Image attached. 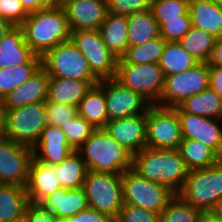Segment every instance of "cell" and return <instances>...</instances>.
Here are the masks:
<instances>
[{"label": "cell", "instance_id": "cell-1", "mask_svg": "<svg viewBox=\"0 0 222 222\" xmlns=\"http://www.w3.org/2000/svg\"><path fill=\"white\" fill-rule=\"evenodd\" d=\"M141 177L168 187L178 194L188 169L178 149L144 147L133 154V167Z\"/></svg>", "mask_w": 222, "mask_h": 222}, {"label": "cell", "instance_id": "cell-2", "mask_svg": "<svg viewBox=\"0 0 222 222\" xmlns=\"http://www.w3.org/2000/svg\"><path fill=\"white\" fill-rule=\"evenodd\" d=\"M20 27L25 43L40 57L56 45L69 41L71 36L65 10L57 3L28 14Z\"/></svg>", "mask_w": 222, "mask_h": 222}, {"label": "cell", "instance_id": "cell-3", "mask_svg": "<svg viewBox=\"0 0 222 222\" xmlns=\"http://www.w3.org/2000/svg\"><path fill=\"white\" fill-rule=\"evenodd\" d=\"M76 151L91 171L122 174L133 167V153L104 128L95 129Z\"/></svg>", "mask_w": 222, "mask_h": 222}, {"label": "cell", "instance_id": "cell-4", "mask_svg": "<svg viewBox=\"0 0 222 222\" xmlns=\"http://www.w3.org/2000/svg\"><path fill=\"white\" fill-rule=\"evenodd\" d=\"M178 194L196 209L214 211L222 197V159L210 167L188 171Z\"/></svg>", "mask_w": 222, "mask_h": 222}, {"label": "cell", "instance_id": "cell-5", "mask_svg": "<svg viewBox=\"0 0 222 222\" xmlns=\"http://www.w3.org/2000/svg\"><path fill=\"white\" fill-rule=\"evenodd\" d=\"M88 207L114 219L123 207L122 174L89 170L84 180Z\"/></svg>", "mask_w": 222, "mask_h": 222}, {"label": "cell", "instance_id": "cell-6", "mask_svg": "<svg viewBox=\"0 0 222 222\" xmlns=\"http://www.w3.org/2000/svg\"><path fill=\"white\" fill-rule=\"evenodd\" d=\"M123 203L160 214L175 195L168 187L141 177L133 169L122 173Z\"/></svg>", "mask_w": 222, "mask_h": 222}, {"label": "cell", "instance_id": "cell-7", "mask_svg": "<svg viewBox=\"0 0 222 222\" xmlns=\"http://www.w3.org/2000/svg\"><path fill=\"white\" fill-rule=\"evenodd\" d=\"M41 66L49 77L82 81H100L89 68L87 60L71 42L56 45L41 57Z\"/></svg>", "mask_w": 222, "mask_h": 222}, {"label": "cell", "instance_id": "cell-8", "mask_svg": "<svg viewBox=\"0 0 222 222\" xmlns=\"http://www.w3.org/2000/svg\"><path fill=\"white\" fill-rule=\"evenodd\" d=\"M209 87V66L207 62H198L182 73L165 77L164 87L157 106L174 108L185 99L196 95Z\"/></svg>", "mask_w": 222, "mask_h": 222}, {"label": "cell", "instance_id": "cell-9", "mask_svg": "<svg viewBox=\"0 0 222 222\" xmlns=\"http://www.w3.org/2000/svg\"><path fill=\"white\" fill-rule=\"evenodd\" d=\"M70 40L99 80L115 78L119 58L103 43L99 30L71 31Z\"/></svg>", "mask_w": 222, "mask_h": 222}, {"label": "cell", "instance_id": "cell-10", "mask_svg": "<svg viewBox=\"0 0 222 222\" xmlns=\"http://www.w3.org/2000/svg\"><path fill=\"white\" fill-rule=\"evenodd\" d=\"M115 79L123 86L156 105L161 97L165 76L159 63L117 64Z\"/></svg>", "mask_w": 222, "mask_h": 222}, {"label": "cell", "instance_id": "cell-11", "mask_svg": "<svg viewBox=\"0 0 222 222\" xmlns=\"http://www.w3.org/2000/svg\"><path fill=\"white\" fill-rule=\"evenodd\" d=\"M47 125L45 102L7 110L6 138L33 148Z\"/></svg>", "mask_w": 222, "mask_h": 222}, {"label": "cell", "instance_id": "cell-12", "mask_svg": "<svg viewBox=\"0 0 222 222\" xmlns=\"http://www.w3.org/2000/svg\"><path fill=\"white\" fill-rule=\"evenodd\" d=\"M182 139L178 113L173 108L151 105L147 109L146 147L178 149Z\"/></svg>", "mask_w": 222, "mask_h": 222}, {"label": "cell", "instance_id": "cell-13", "mask_svg": "<svg viewBox=\"0 0 222 222\" xmlns=\"http://www.w3.org/2000/svg\"><path fill=\"white\" fill-rule=\"evenodd\" d=\"M33 158L31 147L0 138V184L26 187Z\"/></svg>", "mask_w": 222, "mask_h": 222}, {"label": "cell", "instance_id": "cell-14", "mask_svg": "<svg viewBox=\"0 0 222 222\" xmlns=\"http://www.w3.org/2000/svg\"><path fill=\"white\" fill-rule=\"evenodd\" d=\"M108 121L143 114L151 104L115 78L104 79Z\"/></svg>", "mask_w": 222, "mask_h": 222}, {"label": "cell", "instance_id": "cell-15", "mask_svg": "<svg viewBox=\"0 0 222 222\" xmlns=\"http://www.w3.org/2000/svg\"><path fill=\"white\" fill-rule=\"evenodd\" d=\"M70 31L99 30L108 13L106 0H63Z\"/></svg>", "mask_w": 222, "mask_h": 222}, {"label": "cell", "instance_id": "cell-16", "mask_svg": "<svg viewBox=\"0 0 222 222\" xmlns=\"http://www.w3.org/2000/svg\"><path fill=\"white\" fill-rule=\"evenodd\" d=\"M183 138L198 140L222 158V120L178 113Z\"/></svg>", "mask_w": 222, "mask_h": 222}, {"label": "cell", "instance_id": "cell-17", "mask_svg": "<svg viewBox=\"0 0 222 222\" xmlns=\"http://www.w3.org/2000/svg\"><path fill=\"white\" fill-rule=\"evenodd\" d=\"M146 120L147 111L143 114L110 120L104 129L114 140L134 154L146 147Z\"/></svg>", "mask_w": 222, "mask_h": 222}, {"label": "cell", "instance_id": "cell-18", "mask_svg": "<svg viewBox=\"0 0 222 222\" xmlns=\"http://www.w3.org/2000/svg\"><path fill=\"white\" fill-rule=\"evenodd\" d=\"M34 159L43 164L58 165L73 151L61 127L47 124L32 148Z\"/></svg>", "mask_w": 222, "mask_h": 222}, {"label": "cell", "instance_id": "cell-19", "mask_svg": "<svg viewBox=\"0 0 222 222\" xmlns=\"http://www.w3.org/2000/svg\"><path fill=\"white\" fill-rule=\"evenodd\" d=\"M21 64H41V57L25 43L22 28L13 26L0 41V68Z\"/></svg>", "mask_w": 222, "mask_h": 222}, {"label": "cell", "instance_id": "cell-20", "mask_svg": "<svg viewBox=\"0 0 222 222\" xmlns=\"http://www.w3.org/2000/svg\"><path fill=\"white\" fill-rule=\"evenodd\" d=\"M49 75L41 66L23 85L9 92L3 100L7 110L47 100Z\"/></svg>", "mask_w": 222, "mask_h": 222}, {"label": "cell", "instance_id": "cell-21", "mask_svg": "<svg viewBox=\"0 0 222 222\" xmlns=\"http://www.w3.org/2000/svg\"><path fill=\"white\" fill-rule=\"evenodd\" d=\"M25 188L29 202L41 203L47 196L61 188L56 165L43 164L33 158Z\"/></svg>", "mask_w": 222, "mask_h": 222}, {"label": "cell", "instance_id": "cell-22", "mask_svg": "<svg viewBox=\"0 0 222 222\" xmlns=\"http://www.w3.org/2000/svg\"><path fill=\"white\" fill-rule=\"evenodd\" d=\"M99 82L49 77L47 100L45 102L77 107L92 86Z\"/></svg>", "mask_w": 222, "mask_h": 222}, {"label": "cell", "instance_id": "cell-23", "mask_svg": "<svg viewBox=\"0 0 222 222\" xmlns=\"http://www.w3.org/2000/svg\"><path fill=\"white\" fill-rule=\"evenodd\" d=\"M41 204L53 211L58 218H69L88 208L86 192L83 187L79 189L58 188Z\"/></svg>", "mask_w": 222, "mask_h": 222}, {"label": "cell", "instance_id": "cell-24", "mask_svg": "<svg viewBox=\"0 0 222 222\" xmlns=\"http://www.w3.org/2000/svg\"><path fill=\"white\" fill-rule=\"evenodd\" d=\"M191 25L222 39V6L211 0H190Z\"/></svg>", "mask_w": 222, "mask_h": 222}, {"label": "cell", "instance_id": "cell-25", "mask_svg": "<svg viewBox=\"0 0 222 222\" xmlns=\"http://www.w3.org/2000/svg\"><path fill=\"white\" fill-rule=\"evenodd\" d=\"M78 116L84 118L95 129L104 128L108 122L104 79L87 92L77 106Z\"/></svg>", "mask_w": 222, "mask_h": 222}, {"label": "cell", "instance_id": "cell-26", "mask_svg": "<svg viewBox=\"0 0 222 222\" xmlns=\"http://www.w3.org/2000/svg\"><path fill=\"white\" fill-rule=\"evenodd\" d=\"M103 43L118 58L128 48V17L127 15L107 13L99 28Z\"/></svg>", "mask_w": 222, "mask_h": 222}, {"label": "cell", "instance_id": "cell-27", "mask_svg": "<svg viewBox=\"0 0 222 222\" xmlns=\"http://www.w3.org/2000/svg\"><path fill=\"white\" fill-rule=\"evenodd\" d=\"M29 203L26 188L14 184H0V222L24 219Z\"/></svg>", "mask_w": 222, "mask_h": 222}, {"label": "cell", "instance_id": "cell-28", "mask_svg": "<svg viewBox=\"0 0 222 222\" xmlns=\"http://www.w3.org/2000/svg\"><path fill=\"white\" fill-rule=\"evenodd\" d=\"M173 109L177 113H190L206 118L222 120V97L208 87L202 92L185 99Z\"/></svg>", "mask_w": 222, "mask_h": 222}, {"label": "cell", "instance_id": "cell-29", "mask_svg": "<svg viewBox=\"0 0 222 222\" xmlns=\"http://www.w3.org/2000/svg\"><path fill=\"white\" fill-rule=\"evenodd\" d=\"M128 17V46H139L159 37V26L149 8Z\"/></svg>", "mask_w": 222, "mask_h": 222}, {"label": "cell", "instance_id": "cell-30", "mask_svg": "<svg viewBox=\"0 0 222 222\" xmlns=\"http://www.w3.org/2000/svg\"><path fill=\"white\" fill-rule=\"evenodd\" d=\"M178 150L189 171L210 167L222 159L213 149L194 139L183 138Z\"/></svg>", "mask_w": 222, "mask_h": 222}, {"label": "cell", "instance_id": "cell-31", "mask_svg": "<svg viewBox=\"0 0 222 222\" xmlns=\"http://www.w3.org/2000/svg\"><path fill=\"white\" fill-rule=\"evenodd\" d=\"M60 185L64 189H79L84 185L89 171L85 161L77 151H73L60 164L56 165Z\"/></svg>", "mask_w": 222, "mask_h": 222}, {"label": "cell", "instance_id": "cell-32", "mask_svg": "<svg viewBox=\"0 0 222 222\" xmlns=\"http://www.w3.org/2000/svg\"><path fill=\"white\" fill-rule=\"evenodd\" d=\"M197 63L198 61L182 48L178 42H166L159 66L166 77L187 71Z\"/></svg>", "mask_w": 222, "mask_h": 222}, {"label": "cell", "instance_id": "cell-33", "mask_svg": "<svg viewBox=\"0 0 222 222\" xmlns=\"http://www.w3.org/2000/svg\"><path fill=\"white\" fill-rule=\"evenodd\" d=\"M166 41L157 37L139 46H128L125 54L118 59V64L159 63Z\"/></svg>", "mask_w": 222, "mask_h": 222}, {"label": "cell", "instance_id": "cell-34", "mask_svg": "<svg viewBox=\"0 0 222 222\" xmlns=\"http://www.w3.org/2000/svg\"><path fill=\"white\" fill-rule=\"evenodd\" d=\"M216 41L213 35L192 26L178 43L198 62H207Z\"/></svg>", "mask_w": 222, "mask_h": 222}, {"label": "cell", "instance_id": "cell-35", "mask_svg": "<svg viewBox=\"0 0 222 222\" xmlns=\"http://www.w3.org/2000/svg\"><path fill=\"white\" fill-rule=\"evenodd\" d=\"M41 64H21L14 67L0 68V99L33 76Z\"/></svg>", "mask_w": 222, "mask_h": 222}, {"label": "cell", "instance_id": "cell-36", "mask_svg": "<svg viewBox=\"0 0 222 222\" xmlns=\"http://www.w3.org/2000/svg\"><path fill=\"white\" fill-rule=\"evenodd\" d=\"M201 212L175 194L160 213V222H199Z\"/></svg>", "mask_w": 222, "mask_h": 222}, {"label": "cell", "instance_id": "cell-37", "mask_svg": "<svg viewBox=\"0 0 222 222\" xmlns=\"http://www.w3.org/2000/svg\"><path fill=\"white\" fill-rule=\"evenodd\" d=\"M153 16L160 27L165 19H181L189 11L190 0H151Z\"/></svg>", "mask_w": 222, "mask_h": 222}, {"label": "cell", "instance_id": "cell-38", "mask_svg": "<svg viewBox=\"0 0 222 222\" xmlns=\"http://www.w3.org/2000/svg\"><path fill=\"white\" fill-rule=\"evenodd\" d=\"M61 129L67 137L68 144L76 151L95 130L84 118L76 116Z\"/></svg>", "mask_w": 222, "mask_h": 222}, {"label": "cell", "instance_id": "cell-39", "mask_svg": "<svg viewBox=\"0 0 222 222\" xmlns=\"http://www.w3.org/2000/svg\"><path fill=\"white\" fill-rule=\"evenodd\" d=\"M189 11L181 19H165L159 27V35L166 42H179L191 29Z\"/></svg>", "mask_w": 222, "mask_h": 222}, {"label": "cell", "instance_id": "cell-40", "mask_svg": "<svg viewBox=\"0 0 222 222\" xmlns=\"http://www.w3.org/2000/svg\"><path fill=\"white\" fill-rule=\"evenodd\" d=\"M45 110L47 124L58 127L78 116L77 107L65 104L45 102Z\"/></svg>", "mask_w": 222, "mask_h": 222}, {"label": "cell", "instance_id": "cell-41", "mask_svg": "<svg viewBox=\"0 0 222 222\" xmlns=\"http://www.w3.org/2000/svg\"><path fill=\"white\" fill-rule=\"evenodd\" d=\"M115 222H160V214L141 207L123 204Z\"/></svg>", "mask_w": 222, "mask_h": 222}, {"label": "cell", "instance_id": "cell-42", "mask_svg": "<svg viewBox=\"0 0 222 222\" xmlns=\"http://www.w3.org/2000/svg\"><path fill=\"white\" fill-rule=\"evenodd\" d=\"M151 0H106L109 13L130 15L151 7Z\"/></svg>", "mask_w": 222, "mask_h": 222}, {"label": "cell", "instance_id": "cell-43", "mask_svg": "<svg viewBox=\"0 0 222 222\" xmlns=\"http://www.w3.org/2000/svg\"><path fill=\"white\" fill-rule=\"evenodd\" d=\"M0 16L13 26H20L28 14L22 7L20 0H1Z\"/></svg>", "mask_w": 222, "mask_h": 222}, {"label": "cell", "instance_id": "cell-44", "mask_svg": "<svg viewBox=\"0 0 222 222\" xmlns=\"http://www.w3.org/2000/svg\"><path fill=\"white\" fill-rule=\"evenodd\" d=\"M26 222H56L57 215L45 208L41 203L29 202L25 211Z\"/></svg>", "mask_w": 222, "mask_h": 222}, {"label": "cell", "instance_id": "cell-45", "mask_svg": "<svg viewBox=\"0 0 222 222\" xmlns=\"http://www.w3.org/2000/svg\"><path fill=\"white\" fill-rule=\"evenodd\" d=\"M73 222H115V219L92 208H87L73 216Z\"/></svg>", "mask_w": 222, "mask_h": 222}, {"label": "cell", "instance_id": "cell-46", "mask_svg": "<svg viewBox=\"0 0 222 222\" xmlns=\"http://www.w3.org/2000/svg\"><path fill=\"white\" fill-rule=\"evenodd\" d=\"M209 87L222 97V67L209 66Z\"/></svg>", "mask_w": 222, "mask_h": 222}, {"label": "cell", "instance_id": "cell-47", "mask_svg": "<svg viewBox=\"0 0 222 222\" xmlns=\"http://www.w3.org/2000/svg\"><path fill=\"white\" fill-rule=\"evenodd\" d=\"M22 7L27 14L35 13L36 11L43 10L53 6L55 0H20Z\"/></svg>", "mask_w": 222, "mask_h": 222}, {"label": "cell", "instance_id": "cell-48", "mask_svg": "<svg viewBox=\"0 0 222 222\" xmlns=\"http://www.w3.org/2000/svg\"><path fill=\"white\" fill-rule=\"evenodd\" d=\"M207 64L208 66L222 67V39H217Z\"/></svg>", "mask_w": 222, "mask_h": 222}, {"label": "cell", "instance_id": "cell-49", "mask_svg": "<svg viewBox=\"0 0 222 222\" xmlns=\"http://www.w3.org/2000/svg\"><path fill=\"white\" fill-rule=\"evenodd\" d=\"M7 132V108L4 106L3 100L0 99V138L6 136Z\"/></svg>", "mask_w": 222, "mask_h": 222}, {"label": "cell", "instance_id": "cell-50", "mask_svg": "<svg viewBox=\"0 0 222 222\" xmlns=\"http://www.w3.org/2000/svg\"><path fill=\"white\" fill-rule=\"evenodd\" d=\"M199 222H222V217L214 211H202Z\"/></svg>", "mask_w": 222, "mask_h": 222}, {"label": "cell", "instance_id": "cell-51", "mask_svg": "<svg viewBox=\"0 0 222 222\" xmlns=\"http://www.w3.org/2000/svg\"><path fill=\"white\" fill-rule=\"evenodd\" d=\"M13 25L0 16V41L11 30Z\"/></svg>", "mask_w": 222, "mask_h": 222}, {"label": "cell", "instance_id": "cell-52", "mask_svg": "<svg viewBox=\"0 0 222 222\" xmlns=\"http://www.w3.org/2000/svg\"><path fill=\"white\" fill-rule=\"evenodd\" d=\"M214 212L222 217V197L220 198L216 208L214 209Z\"/></svg>", "mask_w": 222, "mask_h": 222}, {"label": "cell", "instance_id": "cell-53", "mask_svg": "<svg viewBox=\"0 0 222 222\" xmlns=\"http://www.w3.org/2000/svg\"><path fill=\"white\" fill-rule=\"evenodd\" d=\"M56 222H73V216L69 218H58Z\"/></svg>", "mask_w": 222, "mask_h": 222}, {"label": "cell", "instance_id": "cell-54", "mask_svg": "<svg viewBox=\"0 0 222 222\" xmlns=\"http://www.w3.org/2000/svg\"><path fill=\"white\" fill-rule=\"evenodd\" d=\"M211 1L222 6V0H211Z\"/></svg>", "mask_w": 222, "mask_h": 222}, {"label": "cell", "instance_id": "cell-55", "mask_svg": "<svg viewBox=\"0 0 222 222\" xmlns=\"http://www.w3.org/2000/svg\"><path fill=\"white\" fill-rule=\"evenodd\" d=\"M63 0H55L57 4H60Z\"/></svg>", "mask_w": 222, "mask_h": 222}, {"label": "cell", "instance_id": "cell-56", "mask_svg": "<svg viewBox=\"0 0 222 222\" xmlns=\"http://www.w3.org/2000/svg\"><path fill=\"white\" fill-rule=\"evenodd\" d=\"M18 222H26V220H25V219H23V220H20V221H18Z\"/></svg>", "mask_w": 222, "mask_h": 222}]
</instances>
